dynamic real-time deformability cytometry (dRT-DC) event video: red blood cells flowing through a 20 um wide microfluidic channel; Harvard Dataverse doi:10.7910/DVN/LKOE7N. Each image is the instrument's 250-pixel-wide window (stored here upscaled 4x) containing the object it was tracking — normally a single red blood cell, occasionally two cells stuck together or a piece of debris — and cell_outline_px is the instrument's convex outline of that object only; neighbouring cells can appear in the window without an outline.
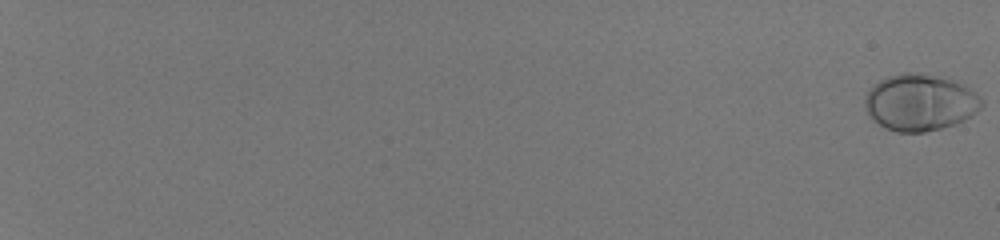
{"species": "human", "species_latin": "Homo sapiens", "temperature_condition": "room temperature", "stored_images_in_passage": 57, "camera_frame_rate_fps": 3000, "um_per_image_px": 0.085, "donor": {"sex": "male"}, "frame": {"image": 1, "passage_image": 1, "time_ms": 0.0, "image_size_px": [1000, 240], "cell_outline_px": [[984, 104], [976, 112], [964, 120], [956, 124], [924, 132], [896, 132], [884, 128], [872, 120], [864, 108], [864, 100], [868, 92], [880, 80], [888, 76], [904, 72], [908, 72], [932, 76], [952, 80], [964, 84], [976, 92], [984, 100]], "centroid_in_image_um": [78.21, 8.73], "position_along_channel_um": 6.8, "area_um2": 38.49}}
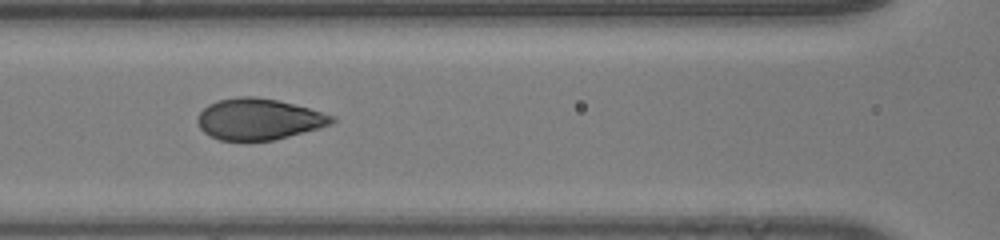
{"frame": {"image": 2, "passage_image": 33, "time_ms": 10.667, "image_size_px": [1000, 240], "cell_outline_px": [[336, 120], [332, 124], [320, 128], [272, 140], [220, 140], [208, 136], [200, 128], [196, 120], [196, 116], [208, 104], [216, 100], [240, 96], [256, 96], [276, 100], [308, 108], [336, 116]], "centroid_in_image_um": [21.97, 10.12], "position_along_channel_um": 144.6, "area_um2": 32.31}}
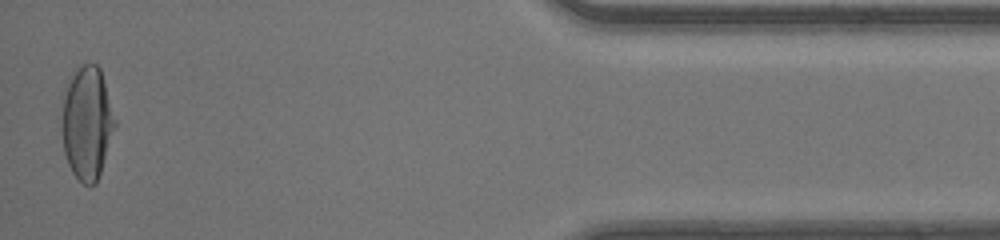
{"frame": {"image": 3, "passage_image": 57, "time_ms": 18.667, "image_size_px": [1000, 240], "cell_outline_px": [[116, 124], [96, 184], [84, 184], [72, 172], [68, 164], [64, 152], [60, 96], [68, 76], [76, 64], [96, 64], [100, 68], [116, 120]], "centroid_in_image_um": [7.35, 10.34], "position_along_channel_um": 427.9, "area_um2": 35.6}, "authors_computed_cell_mechanics": {"area_um2": 33.8708, "velocity_mm_per_s": 4.1663, "shape_relaxation_time_tau1_ms": 3.6459, "shape_relaxation_time_tau2_ms": null, "deformation_change_tau1": 0.1955, "deformation_change_tau2": null}}